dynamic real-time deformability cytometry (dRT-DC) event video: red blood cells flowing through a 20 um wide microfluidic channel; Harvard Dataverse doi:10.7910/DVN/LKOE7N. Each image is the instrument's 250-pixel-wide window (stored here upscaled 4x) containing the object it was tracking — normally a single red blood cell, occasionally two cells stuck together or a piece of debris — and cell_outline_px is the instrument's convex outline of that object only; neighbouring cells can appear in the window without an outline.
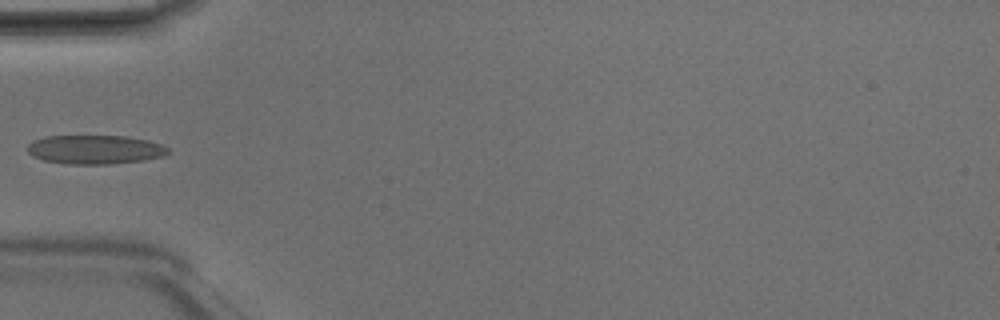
{"species": "Egyptian fruit bat (a non-hibernating species)", "species_latin": "Rousettus aegyptiacus", "temperature_condition": "room temperature", "stored_images_in_passage": 5, "camera_frame_rate_fps": 3000, "um_per_image_px": 0.085, "animal": {"sex": "male"}, "frame": {"image": 1, "passage_image": 4, "time_ms": 1.0, "image_size_px": [1000, 320], "cell_outline_px": [[168, 152], [164, 156], [144, 160], [108, 164], [68, 164], [44, 160], [32, 156], [28, 152], [28, 144], [44, 136], [124, 136], [148, 140], [160, 144], [168, 148]], "centroid_in_image_um": [8.07, 12.71], "position_along_channel_um": 76.9, "area_um2": 23.58}}